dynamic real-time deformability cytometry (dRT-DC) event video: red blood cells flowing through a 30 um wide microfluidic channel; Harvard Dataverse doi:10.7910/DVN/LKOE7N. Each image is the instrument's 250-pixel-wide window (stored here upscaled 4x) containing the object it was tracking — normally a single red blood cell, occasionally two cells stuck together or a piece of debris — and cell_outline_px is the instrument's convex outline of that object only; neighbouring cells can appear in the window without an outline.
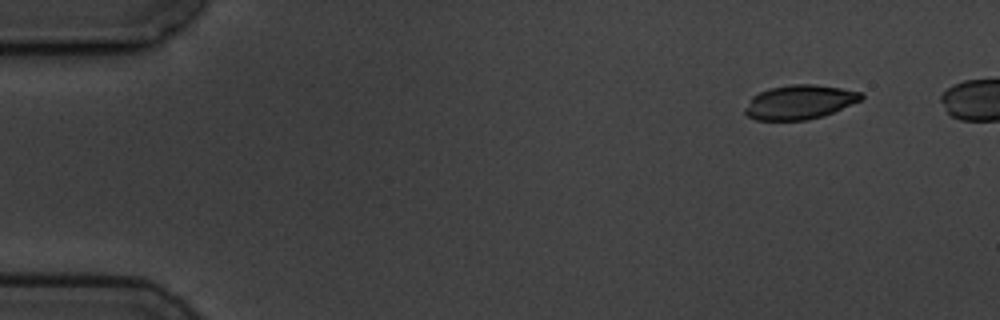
{"species": "common noctule bat (a hibernating species)", "species_latin": "Nyctalus noctula", "temperature_condition": "cold", "stored_images_in_passage": 5, "camera_frame_rate_fps": 3000, "um_per_image_px": 0.085, "animal": {"sex": "male", "body_mass_g": 19.5, "forearm_length_mm": 54.6}, "frame": {"image": 1, "passage_image": 1, "time_ms": 0.0, "image_size_px": [1000, 320], "cell_outline_px": [[864, 96], [860, 100], [824, 116], [808, 120], [756, 120], [748, 116], [744, 112], [744, 108], [752, 96], [768, 88], [788, 84], [816, 84], [840, 88], [860, 92]], "centroid_in_image_um": [67.92, 8.68], "position_along_channel_um": 17.1, "area_um2": 23.18}}